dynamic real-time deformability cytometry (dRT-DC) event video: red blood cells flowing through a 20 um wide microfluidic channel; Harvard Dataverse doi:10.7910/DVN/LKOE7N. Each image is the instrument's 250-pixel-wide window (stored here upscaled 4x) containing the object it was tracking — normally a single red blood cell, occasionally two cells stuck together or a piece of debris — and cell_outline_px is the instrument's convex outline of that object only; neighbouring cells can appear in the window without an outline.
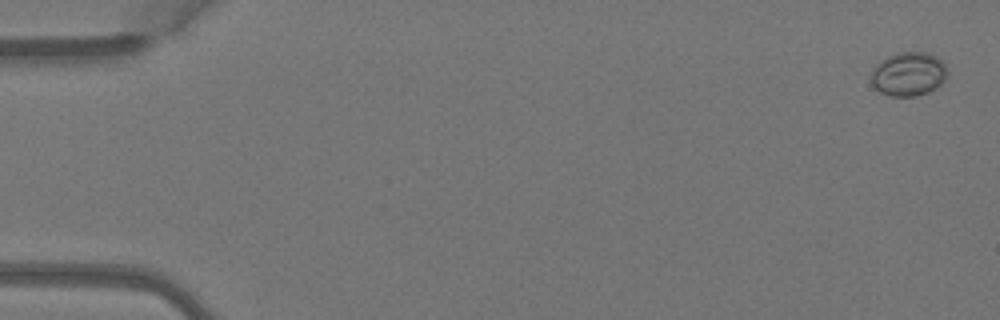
{"species": "Egyptian fruit bat (a non-hibernating species)", "species_latin": "Rousettus aegyptiacus", "temperature_condition": "warm", "stored_images_in_passage": 5, "camera_frame_rate_fps": 3000, "um_per_image_px": 0.085, "animal": {"sex": "female"}, "frame": {"image": 1, "passage_image": 1, "time_ms": 0.0, "image_size_px": [1000, 320], "cell_outline_px": [[948, 76], [936, 88], [928, 92], [916, 96], [888, 96], [880, 92], [872, 84], [868, 76], [872, 68], [880, 60], [896, 52], [928, 52], [936, 56], [944, 64], [948, 72]], "centroid_in_image_um": [77.19, 6.29], "position_along_channel_um": 7.8, "area_um2": 19.88}}
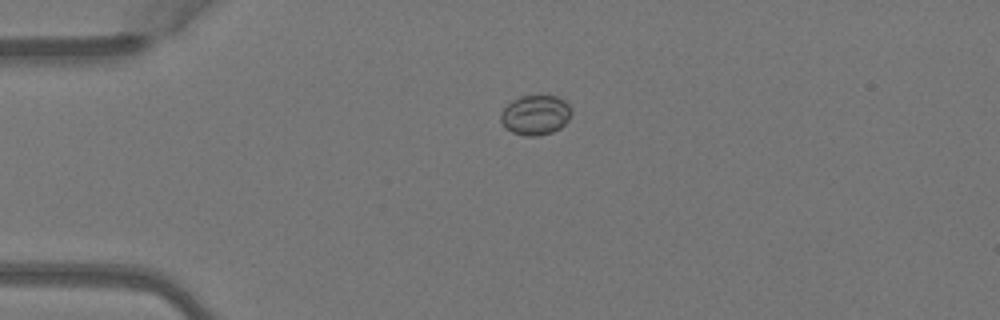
{"frame": {"image": 2, "passage_image": 4, "time_ms": 1.0, "image_size_px": [1000, 320], "cell_outline_px": [[572, 112], [568, 120], [560, 128], [552, 132], [540, 136], [524, 136], [512, 132], [504, 128], [500, 120], [500, 112], [512, 100], [520, 96], [556, 96], [564, 100], [568, 104]], "centroid_in_image_um": [45.49, 9.79], "position_along_channel_um": 39.5, "area_um2": 16.53}}